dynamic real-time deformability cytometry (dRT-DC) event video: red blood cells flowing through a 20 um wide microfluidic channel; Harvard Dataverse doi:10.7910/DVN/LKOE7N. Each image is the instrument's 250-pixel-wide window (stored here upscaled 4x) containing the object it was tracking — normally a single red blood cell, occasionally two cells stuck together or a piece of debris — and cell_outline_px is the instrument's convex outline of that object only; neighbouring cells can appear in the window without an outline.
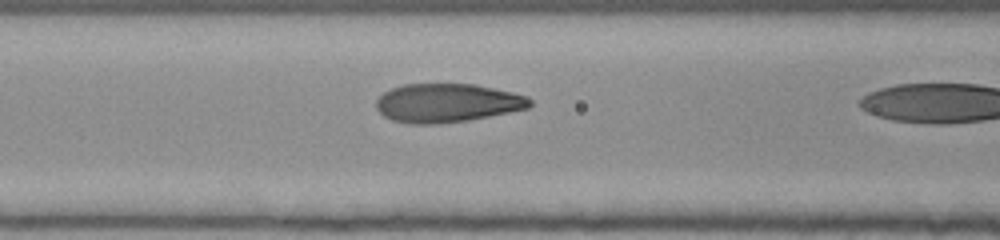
{"species": "human", "species_latin": "Homo sapiens", "temperature_condition": "room temperature", "stored_images_in_passage": 22, "camera_frame_rate_fps": 3000, "um_per_image_px": 0.085, "donor": {"sex": "female"}, "frame": {"image": 1, "passage_image": 18, "time_ms": 5.667, "image_size_px": [1000, 240], "cell_outline_px": [[532, 104], [528, 108], [468, 120], [436, 124], [412, 124], [392, 120], [384, 116], [376, 108], [376, 100], [384, 92], [392, 88], [404, 84], [472, 84], [512, 92], [528, 96], [532, 100]], "centroid_in_image_um": [37.99, 8.75], "position_along_channel_um": 128.6, "area_um2": 34.51}}
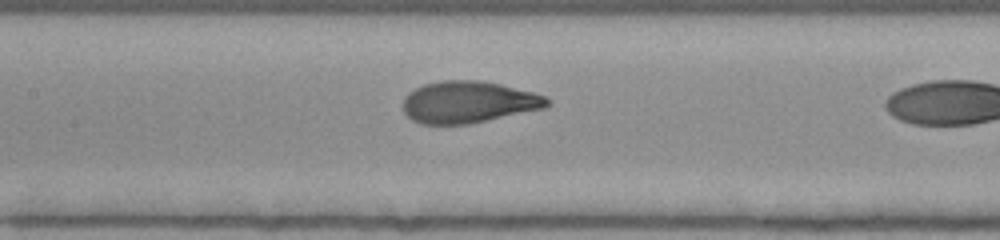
{"frame": {"image": 2, "passage_image": 21, "time_ms": 6.667, "image_size_px": [1000, 240], "cell_outline_px": [[552, 104], [544, 108], [468, 124], [420, 124], [412, 120], [404, 112], [404, 96], [408, 92], [424, 84], [440, 80], [480, 80], [500, 84], [532, 92], [544, 96], [552, 100]], "centroid_in_image_um": [39.81, 8.67], "position_along_channel_um": 167.6, "area_um2": 35.08}}